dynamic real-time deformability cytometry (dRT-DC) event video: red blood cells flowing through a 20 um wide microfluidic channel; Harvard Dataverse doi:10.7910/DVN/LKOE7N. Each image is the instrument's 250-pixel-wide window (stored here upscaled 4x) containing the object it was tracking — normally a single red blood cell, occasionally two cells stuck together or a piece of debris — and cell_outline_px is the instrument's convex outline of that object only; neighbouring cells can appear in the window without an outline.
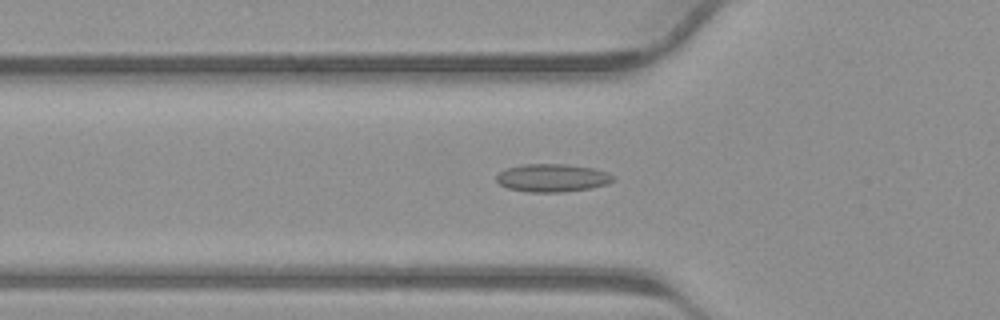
{"species": "common noctule bat (a hibernating species)", "species_latin": "Nyctalus noctula", "temperature_condition": "warm", "stored_images_in_passage": 30, "camera_frame_rate_fps": 3000, "um_per_image_px": 0.085, "animal": {"sex": "male", "body_mass_g": 23.1, "forearm_length_mm": 52.7}, "frame": {"image": 1, "passage_image": 9, "time_ms": 2.667, "image_size_px": [1000, 320], "cell_outline_px": [[616, 180], [608, 184], [588, 188], [560, 192], [528, 192], [508, 188], [500, 184], [496, 180], [496, 176], [500, 172], [508, 168], [524, 164], [568, 164], [592, 168], [608, 172], [616, 176]], "centroid_in_image_um": [46.99, 15.12], "position_along_channel_um": 78.8, "area_um2": 19.02}}
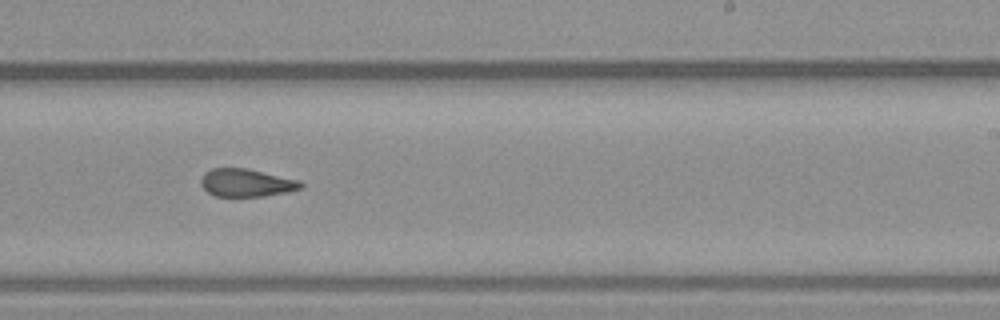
{"frame": {"image": 2, "passage_image": 20, "time_ms": 6.333, "image_size_px": [1000, 320], "cell_outline_px": [[304, 184], [300, 188], [288, 192], [264, 196], [216, 196], [208, 192], [200, 184], [200, 180], [204, 172], [212, 168], [244, 168], [300, 180]], "centroid_in_image_um": [20.93, 15.53], "position_along_channel_um": 268.1, "area_um2": 16.13}}
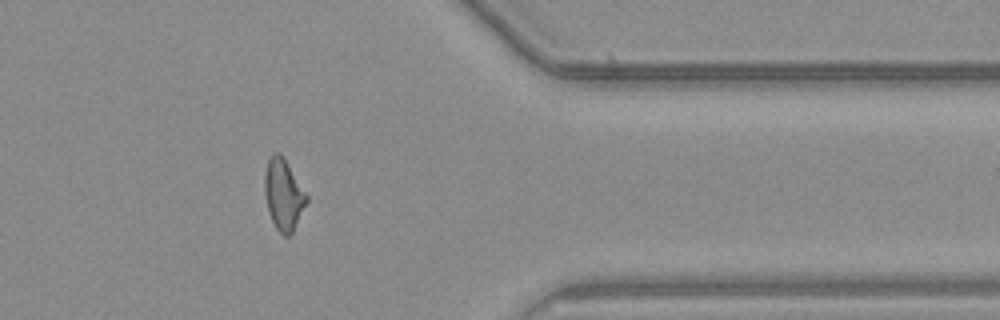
{"frame": {"image": 3, "passage_image": 28, "time_ms": 9.0, "image_size_px": [1000, 320], "cell_outline_px": [[308, 200], [292, 232], [288, 236], [284, 236], [276, 228], [272, 220], [268, 208], [264, 192], [264, 172], [268, 160], [276, 152], [280, 152], [308, 196]], "centroid_in_image_um": [24.08, 16.53], "position_along_channel_um": 387.3, "area_um2": 16.99}}